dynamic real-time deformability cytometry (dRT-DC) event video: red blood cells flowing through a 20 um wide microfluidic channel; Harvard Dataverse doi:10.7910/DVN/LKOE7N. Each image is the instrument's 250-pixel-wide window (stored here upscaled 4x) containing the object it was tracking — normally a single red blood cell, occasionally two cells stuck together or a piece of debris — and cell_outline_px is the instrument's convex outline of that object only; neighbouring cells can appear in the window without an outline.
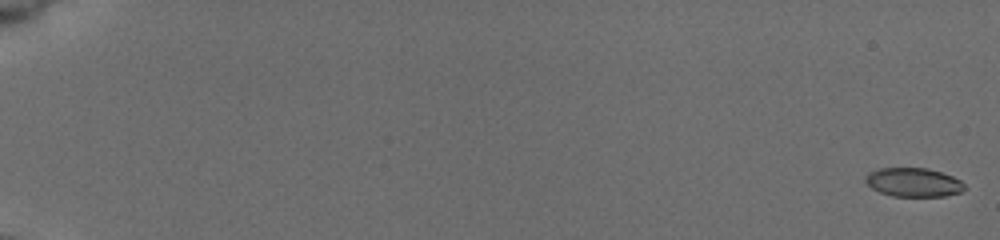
{"species": "common noctule bat (a hibernating species)", "species_latin": "Nyctalus noctula", "temperature_condition": "cold", "stored_images_in_passage": 56, "camera_frame_rate_fps": 3000, "um_per_image_px": 0.085, "animal": {"sex": "female", "body_mass_g": 19.5, "forearm_length_mm": 54.1}, "frame": {"image": 1, "passage_image": 1, "time_ms": 0.0, "image_size_px": [1000, 240], "cell_outline_px": [[968, 188], [960, 192], [944, 196], [892, 196], [880, 192], [872, 188], [864, 180], [864, 176], [868, 172], [880, 168], [928, 168], [952, 176], [960, 180]], "centroid_in_image_um": [77.64, 15.49], "position_along_channel_um": 7.4, "area_um2": 16.7}}
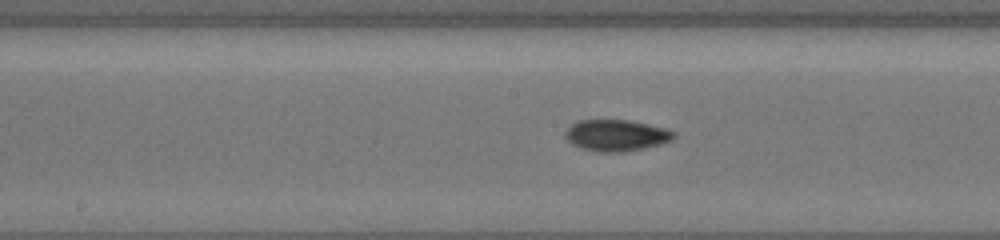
{"frame": {"image": 2, "passage_image": 32, "time_ms": 10.333, "image_size_px": [1000, 240], "cell_outline_px": [[676, 136], [672, 140], [660, 144], [644, 148], [624, 152], [600, 152], [580, 148], [572, 144], [564, 136], [564, 132], [572, 124], [580, 120], [628, 120], [648, 124], [664, 128], [676, 132]], "centroid_in_image_um": [52.38, 11.51], "position_along_channel_um": 195.8, "area_um2": 19.88}}
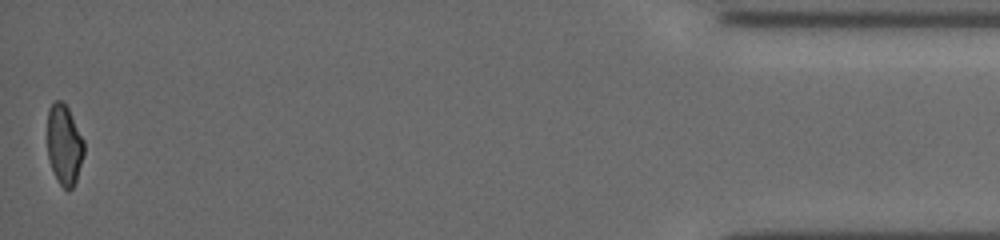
{"frame": {"image": 3, "passage_image": 56, "time_ms": 18.333, "image_size_px": [1000, 240], "cell_outline_px": [[84, 152], [76, 180], [72, 188], [68, 192], [60, 184], [52, 168], [48, 156], [48, 108], [56, 100], [60, 100], [68, 108], [84, 140]], "centroid_in_image_um": [5.47, 12.3], "position_along_channel_um": 429.7, "area_um2": 16.88}, "authors_computed_cell_mechanics": {"area_um2": 18.3515, "velocity_mm_per_s": 3.8648, "shape_relaxation_time_tau1_ms": 5.9113, "shape_relaxation_time_tau2_ms": 3.918, "deformation_change_tau1": 0.1507, "deformation_change_tau2": 0.0762}}